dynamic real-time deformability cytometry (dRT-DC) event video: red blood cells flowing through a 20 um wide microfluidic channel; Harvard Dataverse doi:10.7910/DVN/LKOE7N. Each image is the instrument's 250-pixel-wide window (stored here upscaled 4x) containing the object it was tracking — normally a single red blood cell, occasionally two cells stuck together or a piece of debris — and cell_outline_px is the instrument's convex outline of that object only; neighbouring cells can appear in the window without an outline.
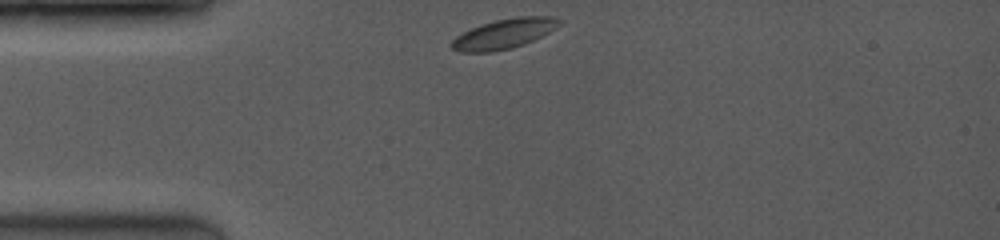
{"species": "common noctule bat (a hibernating species)", "species_latin": "Nyctalus noctula", "temperature_condition": "room temperature", "stored_images_in_passage": 2, "camera_frame_rate_fps": 3500, "um_per_image_px": 0.085, "animal": {"sex": "female", "body_mass_g": 19.0, "forearm_length_mm": 53.3}, "frame": {"image": 1, "passage_image": 1, "time_ms": 0.0, "image_size_px": [1000, 240], "cell_outline_px": [[564, 20], [560, 24], [548, 32], [524, 44], [512, 48], [492, 52], [460, 52], [452, 48], [448, 44], [456, 36], [472, 28], [496, 20], [516, 16], [556, 16]], "centroid_in_image_um": [42.85, 2.86], "position_along_channel_um": 42.1, "area_um2": 18.67}}